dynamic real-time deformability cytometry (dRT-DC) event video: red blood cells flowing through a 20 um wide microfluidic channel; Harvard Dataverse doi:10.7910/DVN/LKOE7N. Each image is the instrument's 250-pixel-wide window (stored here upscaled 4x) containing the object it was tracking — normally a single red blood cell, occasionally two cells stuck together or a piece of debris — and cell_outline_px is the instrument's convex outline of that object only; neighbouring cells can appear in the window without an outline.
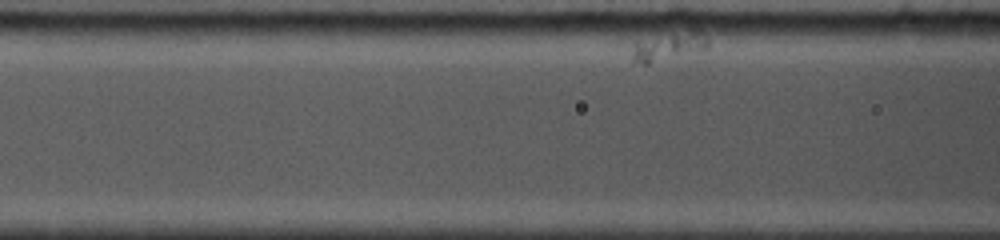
{"species": "common noctule bat (a hibernating species)", "species_latin": "Nyctalus noctula", "temperature_condition": "cold", "stored_images_in_passage": 17, "camera_frame_rate_fps": 5000, "um_per_image_px": 0.085, "animal": {"sex": "female", "body_mass_g": 19.0, "forearm_length_mm": 53.3}, "frame": {"image": 1, "passage_image": 8, "time_ms": 1.8, "image_size_px": [1000, 240], "cell_outline_px": [[708, 48], [648, 64], [644, 64], [632, 60], [632, 44], [672, 32], [700, 28], [704, 32], [708, 40]], "centroid_in_image_um": [56.9, 3.91], "position_along_channel_um": 109.7, "area_um2": 12.54}}